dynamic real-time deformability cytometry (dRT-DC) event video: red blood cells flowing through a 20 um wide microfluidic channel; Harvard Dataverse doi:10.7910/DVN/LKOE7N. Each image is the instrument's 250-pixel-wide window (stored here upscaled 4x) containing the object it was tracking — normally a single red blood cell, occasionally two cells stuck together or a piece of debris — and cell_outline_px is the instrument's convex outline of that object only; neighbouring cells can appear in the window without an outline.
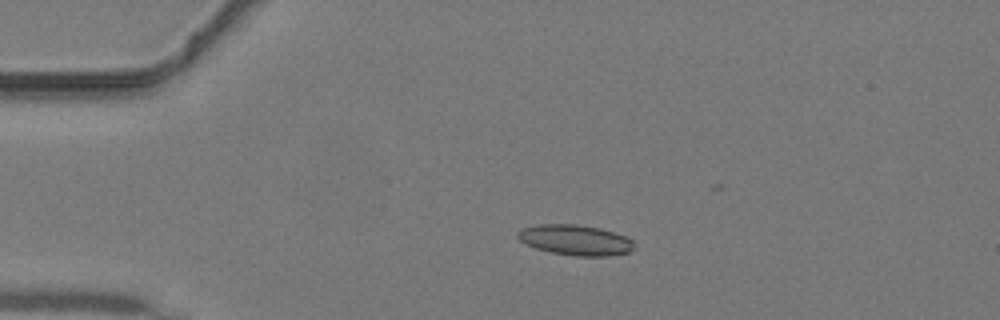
{"species": "common noctule bat (a hibernating species)", "species_latin": "Nyctalus noctula", "temperature_condition": "warm", "stored_images_in_passage": 8, "camera_frame_rate_fps": 3000, "um_per_image_px": 0.085, "animal": {"sex": "male", "body_mass_g": 19.2, "forearm_length_mm": 51.8}, "frame": {"image": 1, "passage_image": 7, "time_ms": 2.0, "image_size_px": [1000, 320], "cell_outline_px": [[636, 248], [628, 252], [608, 256], [576, 256], [552, 252], [536, 248], [520, 240], [516, 236], [516, 232], [520, 228], [540, 224], [576, 224], [600, 228], [628, 236], [636, 244]], "centroid_in_image_um": [48.94, 20.39], "position_along_channel_um": 36.1, "area_um2": 20.81}}